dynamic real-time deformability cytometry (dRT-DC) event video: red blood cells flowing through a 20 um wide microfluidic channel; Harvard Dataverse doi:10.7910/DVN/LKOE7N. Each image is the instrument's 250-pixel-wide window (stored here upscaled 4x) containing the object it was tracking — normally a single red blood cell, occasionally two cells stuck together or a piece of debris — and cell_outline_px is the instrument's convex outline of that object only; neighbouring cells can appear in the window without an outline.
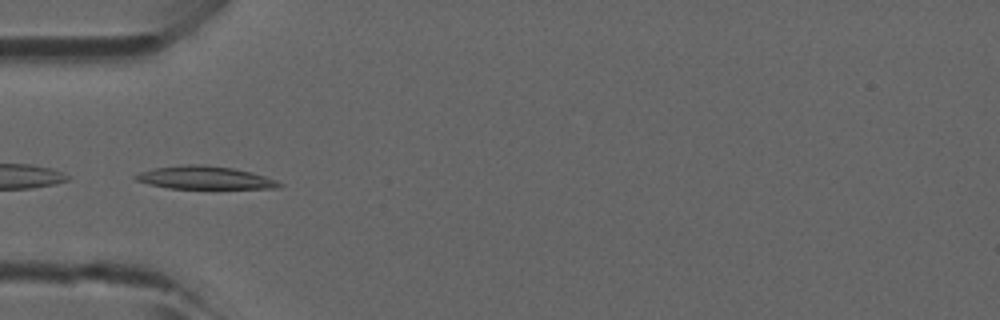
{"species": "common noctule bat (a hibernating species)", "species_latin": "Nyctalus noctula", "temperature_condition": "room temperature", "stored_images_in_passage": 5, "camera_frame_rate_fps": 3000, "um_per_image_px": 0.085, "animal": {"sex": "male", "forearm_length_mm": 52.5}, "frame": {"image": 1, "passage_image": 4, "time_ms": 1.0, "image_size_px": [1000, 320], "cell_outline_px": [[284, 184], [280, 188], [168, 188], [148, 184], [136, 180], [132, 176], [140, 172], [152, 168], [184, 164], [204, 164], [232, 168], [252, 172], [276, 180]], "centroid_in_image_um": [17.38, 15.09], "position_along_channel_um": 67.6, "area_um2": 19.25}}
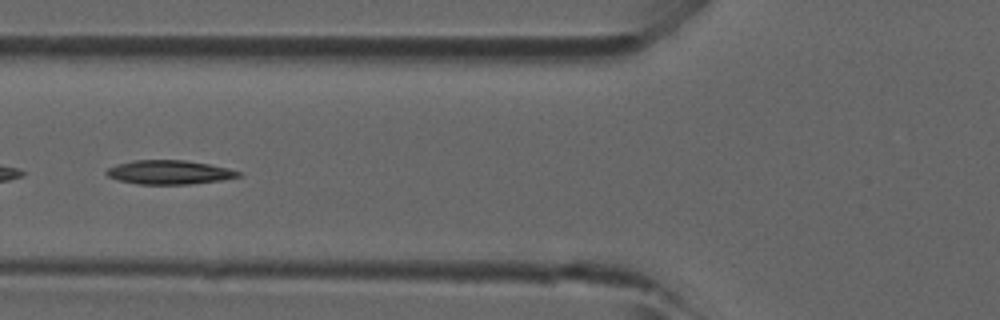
{"frame": {"image": 2, "passage_image": 5, "time_ms": 1.333, "image_size_px": [1000, 320], "cell_outline_px": [[240, 176], [220, 180], [192, 184], [136, 184], [120, 180], [108, 176], [104, 172], [108, 168], [116, 164], [132, 160], [184, 160], [208, 164], [228, 168], [240, 172]], "centroid_in_image_um": [14.34, 14.64], "position_along_channel_um": 111.5, "area_um2": 18.32}}